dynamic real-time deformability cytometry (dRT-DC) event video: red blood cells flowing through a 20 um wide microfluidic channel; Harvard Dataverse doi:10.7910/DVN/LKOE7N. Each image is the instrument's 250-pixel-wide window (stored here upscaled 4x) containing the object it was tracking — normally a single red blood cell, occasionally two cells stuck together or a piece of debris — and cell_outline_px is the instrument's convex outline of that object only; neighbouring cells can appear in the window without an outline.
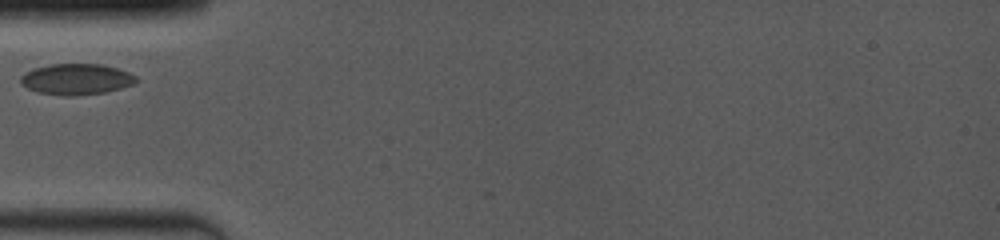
{"species": "common noctule bat (a hibernating species)", "species_latin": "Nyctalus noctula", "temperature_condition": "room temperature", "stored_images_in_passage": 3, "camera_frame_rate_fps": 4000, "um_per_image_px": 0.085, "animal": {"sex": "female", "body_mass_g": 19.0, "forearm_length_mm": 53.3}, "frame": {"image": 1, "passage_image": 1, "time_ms": 0.0, "image_size_px": [1000, 240], "cell_outline_px": [[136, 80], [132, 84], [108, 92], [72, 96], [64, 96], [36, 92], [20, 84], [20, 76], [24, 72], [32, 68], [48, 64], [100, 64], [116, 68], [128, 72], [136, 76]], "centroid_in_image_um": [6.42, 6.73], "position_along_channel_um": 78.6, "area_um2": 20.98}}
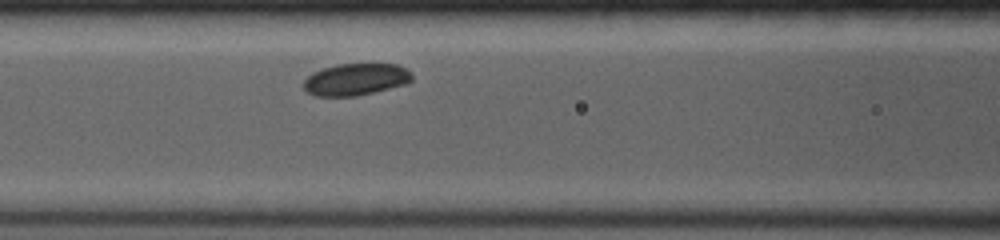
{"frame": {"image": 2, "passage_image": 3, "time_ms": 1.5, "image_size_px": [1000, 240], "cell_outline_px": [[412, 80], [404, 84], [356, 96], [316, 96], [308, 92], [304, 88], [304, 80], [312, 72], [336, 64], [396, 64], [412, 72]], "centroid_in_image_um": [30.22, 6.74], "position_along_channel_um": 136.4, "area_um2": 19.94}}